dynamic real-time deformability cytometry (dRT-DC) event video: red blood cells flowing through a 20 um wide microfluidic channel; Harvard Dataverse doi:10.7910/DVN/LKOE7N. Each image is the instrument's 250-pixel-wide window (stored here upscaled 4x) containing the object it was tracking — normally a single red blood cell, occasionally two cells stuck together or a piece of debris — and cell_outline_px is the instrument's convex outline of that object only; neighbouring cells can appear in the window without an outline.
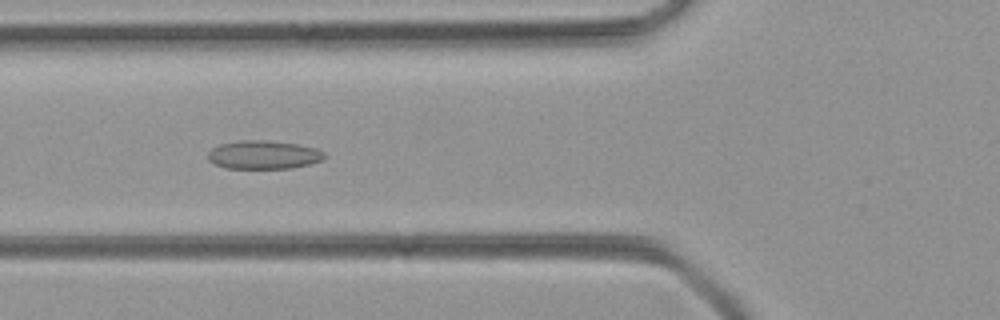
{"species": "common noctule bat (a hibernating species)", "species_latin": "Nyctalus noctula", "temperature_condition": "room temperature", "stored_images_in_passage": 47, "camera_frame_rate_fps": 3000, "um_per_image_px": 0.085, "animal": {"sex": "female", "body_mass_g": 21.9}, "frame": {"image": 1, "passage_image": 14, "time_ms": 4.333, "image_size_px": [1000, 320], "cell_outline_px": [[324, 156], [320, 160], [308, 164], [292, 168], [224, 168], [208, 160], [208, 152], [212, 148], [220, 144], [240, 140], [264, 140], [296, 144], [316, 148], [324, 152]], "centroid_in_image_um": [22.36, 13.15], "position_along_channel_um": 103.4, "area_um2": 19.13}}
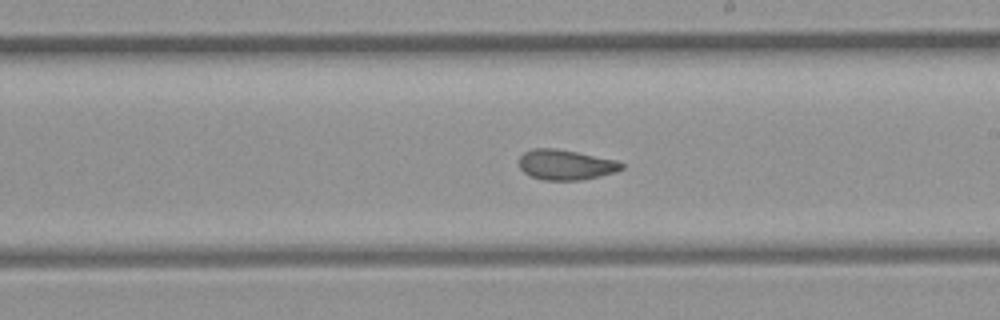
{"frame": {"image": 2, "passage_image": 24, "time_ms": 7.667, "image_size_px": [1000, 320], "cell_outline_px": [[624, 168], [616, 172], [600, 176], [580, 180], [544, 180], [532, 176], [524, 172], [520, 168], [520, 156], [524, 152], [532, 148], [552, 148], [576, 152], [616, 160], [624, 164]], "centroid_in_image_um": [48.1, 14.0], "position_along_channel_um": 240.9, "area_um2": 17.92}}
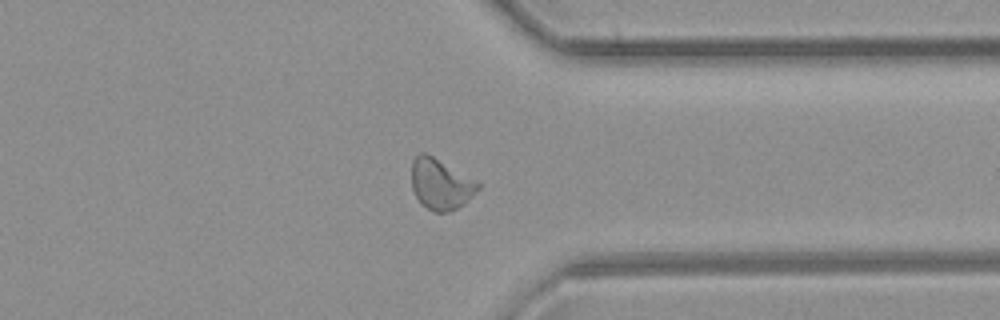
{"frame": {"image": 3, "passage_image": 34, "time_ms": 11.0, "image_size_px": [1000, 320], "cell_outline_px": [[480, 188], [464, 204], [448, 212], [432, 212], [420, 204], [412, 188], [412, 160], [420, 152], [424, 152], [432, 156], [480, 184]], "centroid_in_image_um": [37.41, 15.68], "position_along_channel_um": 374.0, "area_um2": 19.31}}